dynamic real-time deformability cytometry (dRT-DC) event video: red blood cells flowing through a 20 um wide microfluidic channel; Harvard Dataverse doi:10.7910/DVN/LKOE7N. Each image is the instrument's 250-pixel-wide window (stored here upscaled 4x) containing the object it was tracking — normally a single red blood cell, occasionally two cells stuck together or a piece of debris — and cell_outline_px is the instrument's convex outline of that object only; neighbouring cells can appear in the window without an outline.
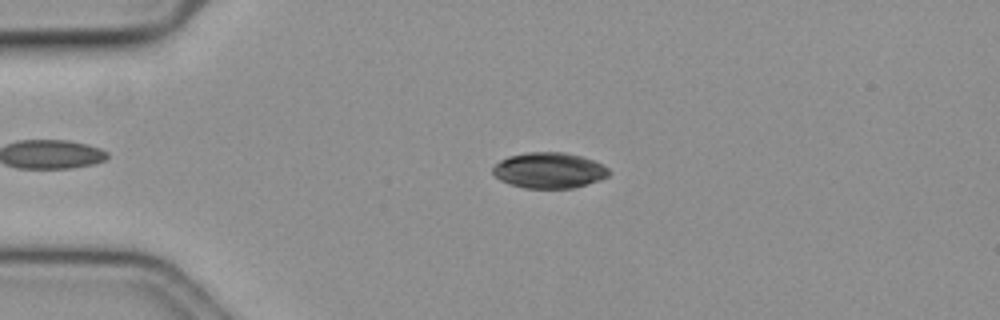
{"species": "common noctule bat (a hibernating species)", "species_latin": "Nyctalus noctula", "temperature_condition": "cold", "stored_images_in_passage": 57, "camera_frame_rate_fps": 3000, "um_per_image_px": 0.085, "animal": {"sex": "female", "body_mass_g": 19.3, "forearm_length_mm": 54.1}, "frame": {"image": 1, "passage_image": 13, "time_ms": 4.0, "image_size_px": [1000, 320], "cell_outline_px": [[608, 176], [600, 180], [588, 184], [572, 188], [524, 188], [508, 184], [500, 180], [492, 172], [492, 168], [500, 160], [508, 156], [528, 152], [564, 152], [580, 156], [592, 160], [608, 168]], "centroid_in_image_um": [46.64, 14.48], "position_along_channel_um": 38.4, "area_um2": 24.1}}
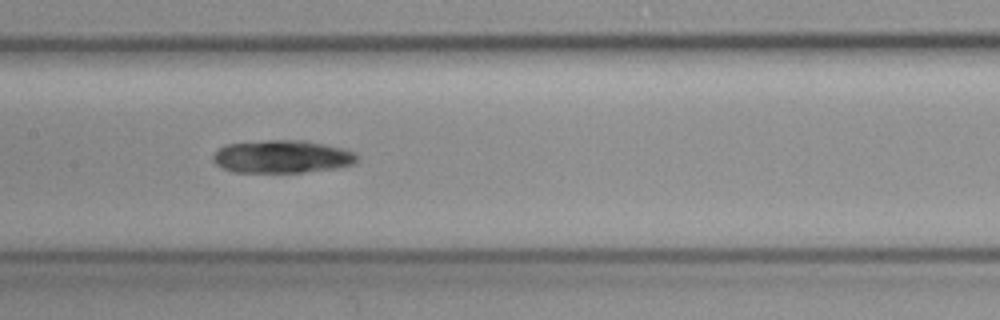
{"frame": {"image": 2, "passage_image": 28, "time_ms": 9.0, "image_size_px": [1000, 320], "cell_outline_px": [[356, 164], [336, 168], [304, 172], [232, 172], [220, 168], [212, 160], [212, 156], [220, 148], [228, 144], [264, 140], [304, 140], [324, 144], [356, 152]], "centroid_in_image_um": [23.96, 13.32], "position_along_channel_um": 183.4, "area_um2": 27.63}}
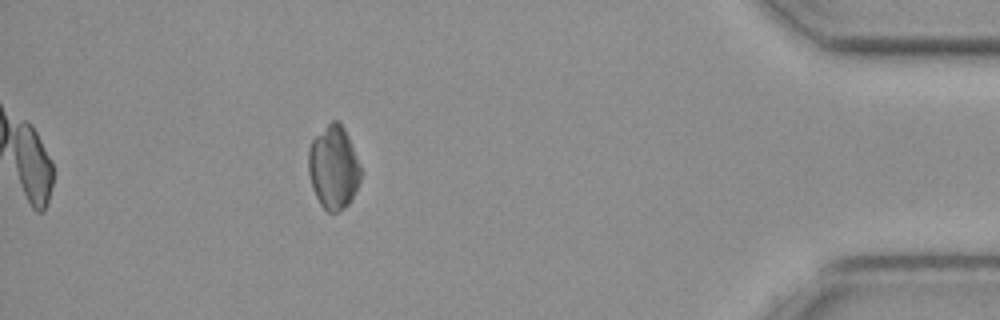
{"frame": {"image": 3, "passage_image": 51, "time_ms": 16.667, "image_size_px": [1000, 320], "cell_outline_px": [[360, 180], [348, 204], [344, 208], [336, 212], [328, 212], [320, 204], [312, 188], [308, 172], [308, 148], [312, 140], [332, 120], [336, 120], [344, 128], [348, 136], [360, 164]], "centroid_in_image_um": [28.33, 14.24], "position_along_channel_um": 406.9, "area_um2": 25.14}}